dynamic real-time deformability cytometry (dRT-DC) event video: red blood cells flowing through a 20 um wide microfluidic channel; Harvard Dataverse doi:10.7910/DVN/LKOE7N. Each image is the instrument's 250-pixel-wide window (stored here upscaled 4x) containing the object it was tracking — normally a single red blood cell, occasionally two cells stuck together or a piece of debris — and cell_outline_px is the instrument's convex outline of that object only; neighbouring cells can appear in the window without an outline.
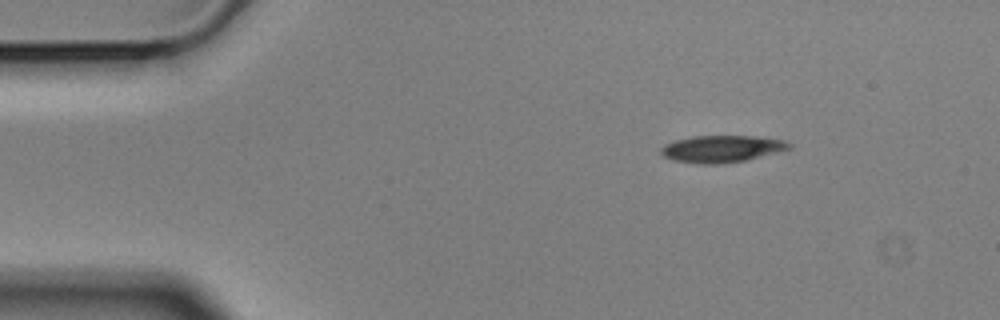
{"species": "Egyptian fruit bat (a non-hibernating species)", "species_latin": "Rousettus aegyptiacus", "temperature_condition": "cold", "stored_images_in_passage": 50, "camera_frame_rate_fps": 3000, "um_per_image_px": 0.085, "animal": {"sex": "male"}, "frame": {"image": 1, "passage_image": 1, "time_ms": 0.0, "image_size_px": [1000, 320], "cell_outline_px": [[792, 144], [788, 148], [744, 160], [724, 164], [696, 164], [672, 160], [664, 156], [660, 152], [660, 148], [664, 144], [676, 140], [692, 136], [752, 136], [784, 140]], "centroid_in_image_um": [61.25, 12.65], "position_along_channel_um": 23.8, "area_um2": 19.88}}
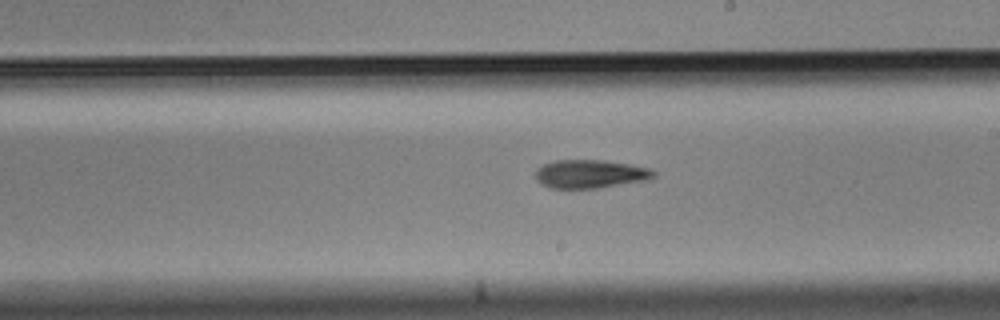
{"frame": {"image": 2, "passage_image": 25, "time_ms": 8.0, "image_size_px": [1000, 320], "cell_outline_px": [[656, 176], [648, 180], [596, 188], [552, 188], [544, 184], [536, 176], [536, 168], [544, 164], [556, 160], [600, 160], [628, 164], [648, 168], [656, 172]], "centroid_in_image_um": [50.2, 14.78], "position_along_channel_um": 238.8, "area_um2": 19.25}}
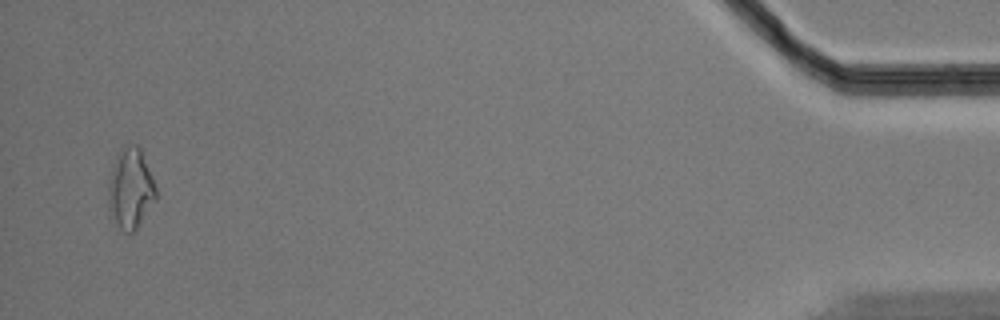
{"frame": {"image": 3, "passage_image": 48, "time_ms": 15.667, "image_size_px": [1000, 320], "cell_outline_px": [[156, 200], [136, 232], [124, 232], [120, 228], [116, 220], [108, 200], [108, 176], [112, 164], [116, 156], [128, 144], [136, 144], [140, 148], [152, 176], [156, 188]], "centroid_in_image_um": [11.11, 16.03], "position_along_channel_um": 424.1, "area_um2": 22.2}, "authors_computed_cell_mechanics": {"area_um2": 19.7387, "velocity_mm_per_s": 3.523, "shape_relaxation_time_tau1_ms": 4.629, "shape_relaxation_time_tau2_ms": null, "deformation_change_tau1": 0.1474, "deformation_change_tau2": null}}